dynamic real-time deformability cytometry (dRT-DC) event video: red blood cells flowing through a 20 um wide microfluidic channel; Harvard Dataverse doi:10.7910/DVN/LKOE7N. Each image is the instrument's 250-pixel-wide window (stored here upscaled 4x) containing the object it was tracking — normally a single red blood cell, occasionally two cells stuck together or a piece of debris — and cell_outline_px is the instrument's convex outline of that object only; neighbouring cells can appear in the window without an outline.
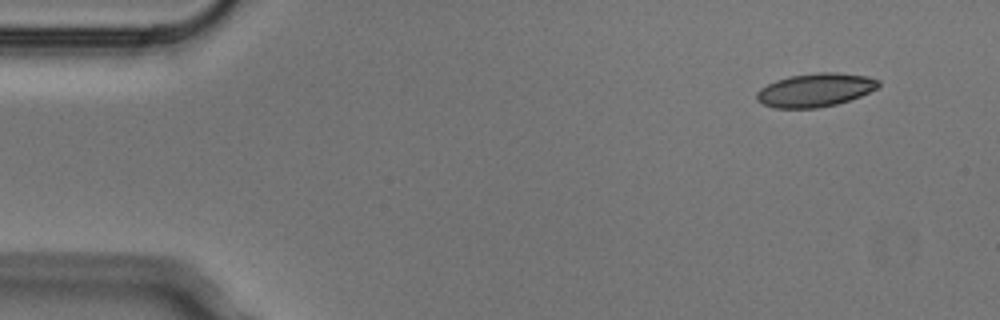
{"species": "Egyptian fruit bat (a non-hibernating species)", "species_latin": "Rousettus aegyptiacus", "temperature_condition": "cold", "stored_images_in_passage": 4, "camera_frame_rate_fps": 3000, "um_per_image_px": 0.085, "animal": {"sex": "male"}, "frame": {"image": 1, "passage_image": 1, "time_ms": 0.0, "image_size_px": [1000, 320], "cell_outline_px": [[880, 84], [876, 88], [860, 96], [836, 104], [816, 108], [776, 108], [764, 104], [756, 100], [756, 92], [760, 88], [776, 80], [788, 76], [820, 72], [836, 72], [868, 76], [880, 80]], "centroid_in_image_um": [69.28, 7.64], "position_along_channel_um": 15.7, "area_um2": 23.7}}